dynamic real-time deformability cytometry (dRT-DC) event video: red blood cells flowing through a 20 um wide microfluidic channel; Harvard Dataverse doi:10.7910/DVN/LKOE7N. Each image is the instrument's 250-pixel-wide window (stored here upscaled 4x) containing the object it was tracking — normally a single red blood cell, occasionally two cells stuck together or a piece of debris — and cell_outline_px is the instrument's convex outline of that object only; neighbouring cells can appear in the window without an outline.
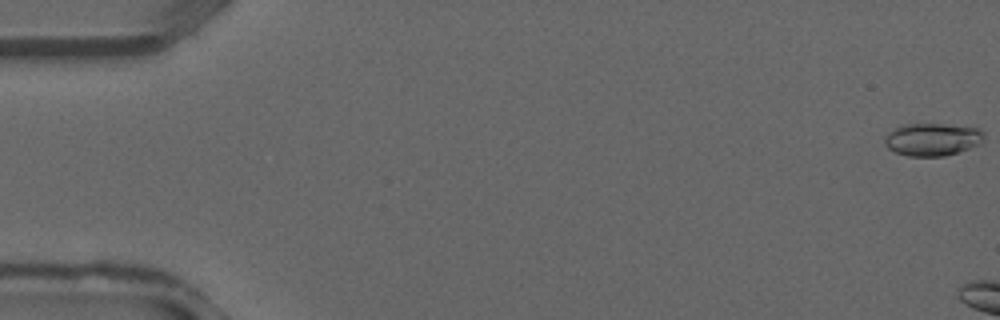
{"species": "common noctule bat (a hibernating species)", "species_latin": "Nyctalus noctula", "temperature_condition": "warm", "stored_images_in_passage": 4, "camera_frame_rate_fps": 3000, "um_per_image_px": 0.085, "animal": {"sex": "male", "forearm_length_mm": 52.5}, "frame": {"image": 1, "passage_image": 1, "time_ms": 0.0, "image_size_px": [1000, 320], "cell_outline_px": [[984, 144], [944, 156], [908, 156], [896, 152], [888, 148], [884, 144], [884, 136], [888, 132], [900, 124], [940, 124], [976, 128], [984, 132]], "centroid_in_image_um": [79.25, 11.85], "position_along_channel_um": 5.8, "area_um2": 19.07}}